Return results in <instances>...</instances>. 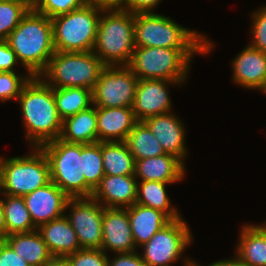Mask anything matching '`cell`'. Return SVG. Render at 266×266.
<instances>
[{
    "instance_id": "31",
    "label": "cell",
    "mask_w": 266,
    "mask_h": 266,
    "mask_svg": "<svg viewBox=\"0 0 266 266\" xmlns=\"http://www.w3.org/2000/svg\"><path fill=\"white\" fill-rule=\"evenodd\" d=\"M82 172L86 184L94 191L104 177L102 142L82 144Z\"/></svg>"
},
{
    "instance_id": "15",
    "label": "cell",
    "mask_w": 266,
    "mask_h": 266,
    "mask_svg": "<svg viewBox=\"0 0 266 266\" xmlns=\"http://www.w3.org/2000/svg\"><path fill=\"white\" fill-rule=\"evenodd\" d=\"M33 224L40 225L65 215L69 197L52 181L23 196Z\"/></svg>"
},
{
    "instance_id": "3",
    "label": "cell",
    "mask_w": 266,
    "mask_h": 266,
    "mask_svg": "<svg viewBox=\"0 0 266 266\" xmlns=\"http://www.w3.org/2000/svg\"><path fill=\"white\" fill-rule=\"evenodd\" d=\"M134 34L136 47L207 49V55L215 47L206 34L186 28L173 18L156 12L135 13Z\"/></svg>"
},
{
    "instance_id": "5",
    "label": "cell",
    "mask_w": 266,
    "mask_h": 266,
    "mask_svg": "<svg viewBox=\"0 0 266 266\" xmlns=\"http://www.w3.org/2000/svg\"><path fill=\"white\" fill-rule=\"evenodd\" d=\"M207 54V49H170L134 47L128 66L138 79H163L186 82L194 55Z\"/></svg>"
},
{
    "instance_id": "37",
    "label": "cell",
    "mask_w": 266,
    "mask_h": 266,
    "mask_svg": "<svg viewBox=\"0 0 266 266\" xmlns=\"http://www.w3.org/2000/svg\"><path fill=\"white\" fill-rule=\"evenodd\" d=\"M18 63L20 62L9 44L5 40H0V72H13Z\"/></svg>"
},
{
    "instance_id": "2",
    "label": "cell",
    "mask_w": 266,
    "mask_h": 266,
    "mask_svg": "<svg viewBox=\"0 0 266 266\" xmlns=\"http://www.w3.org/2000/svg\"><path fill=\"white\" fill-rule=\"evenodd\" d=\"M5 41L15 52L24 70L32 77L40 76L44 72L56 52L51 19L37 13L33 8Z\"/></svg>"
},
{
    "instance_id": "11",
    "label": "cell",
    "mask_w": 266,
    "mask_h": 266,
    "mask_svg": "<svg viewBox=\"0 0 266 266\" xmlns=\"http://www.w3.org/2000/svg\"><path fill=\"white\" fill-rule=\"evenodd\" d=\"M138 81L128 65L106 66L92 90L93 105L132 108Z\"/></svg>"
},
{
    "instance_id": "32",
    "label": "cell",
    "mask_w": 266,
    "mask_h": 266,
    "mask_svg": "<svg viewBox=\"0 0 266 266\" xmlns=\"http://www.w3.org/2000/svg\"><path fill=\"white\" fill-rule=\"evenodd\" d=\"M31 8L32 3L29 0L0 2V40L7 39Z\"/></svg>"
},
{
    "instance_id": "13",
    "label": "cell",
    "mask_w": 266,
    "mask_h": 266,
    "mask_svg": "<svg viewBox=\"0 0 266 266\" xmlns=\"http://www.w3.org/2000/svg\"><path fill=\"white\" fill-rule=\"evenodd\" d=\"M183 83L185 82L139 79L132 106L136 120L144 121L149 117L171 112L173 102L168 87L181 86Z\"/></svg>"
},
{
    "instance_id": "23",
    "label": "cell",
    "mask_w": 266,
    "mask_h": 266,
    "mask_svg": "<svg viewBox=\"0 0 266 266\" xmlns=\"http://www.w3.org/2000/svg\"><path fill=\"white\" fill-rule=\"evenodd\" d=\"M235 254L246 266H266V222L242 225Z\"/></svg>"
},
{
    "instance_id": "34",
    "label": "cell",
    "mask_w": 266,
    "mask_h": 266,
    "mask_svg": "<svg viewBox=\"0 0 266 266\" xmlns=\"http://www.w3.org/2000/svg\"><path fill=\"white\" fill-rule=\"evenodd\" d=\"M86 3L87 0H35L32 3V8L37 13L52 19L56 16L79 9Z\"/></svg>"
},
{
    "instance_id": "4",
    "label": "cell",
    "mask_w": 266,
    "mask_h": 266,
    "mask_svg": "<svg viewBox=\"0 0 266 266\" xmlns=\"http://www.w3.org/2000/svg\"><path fill=\"white\" fill-rule=\"evenodd\" d=\"M135 14L104 10L100 15L92 52L106 66L128 65L135 47Z\"/></svg>"
},
{
    "instance_id": "22",
    "label": "cell",
    "mask_w": 266,
    "mask_h": 266,
    "mask_svg": "<svg viewBox=\"0 0 266 266\" xmlns=\"http://www.w3.org/2000/svg\"><path fill=\"white\" fill-rule=\"evenodd\" d=\"M127 210L136 248L147 243L156 232L172 221L165 213L137 203Z\"/></svg>"
},
{
    "instance_id": "28",
    "label": "cell",
    "mask_w": 266,
    "mask_h": 266,
    "mask_svg": "<svg viewBox=\"0 0 266 266\" xmlns=\"http://www.w3.org/2000/svg\"><path fill=\"white\" fill-rule=\"evenodd\" d=\"M105 175H134L135 159L125 142H102Z\"/></svg>"
},
{
    "instance_id": "1",
    "label": "cell",
    "mask_w": 266,
    "mask_h": 266,
    "mask_svg": "<svg viewBox=\"0 0 266 266\" xmlns=\"http://www.w3.org/2000/svg\"><path fill=\"white\" fill-rule=\"evenodd\" d=\"M17 100L26 130L25 140L31 148H39L60 137L63 120L57 111L53 87L40 76H33Z\"/></svg>"
},
{
    "instance_id": "42",
    "label": "cell",
    "mask_w": 266,
    "mask_h": 266,
    "mask_svg": "<svg viewBox=\"0 0 266 266\" xmlns=\"http://www.w3.org/2000/svg\"><path fill=\"white\" fill-rule=\"evenodd\" d=\"M196 266L199 265L198 262H196ZM208 266H246L237 255H235L233 258H227L225 260H218L216 262H213L209 264Z\"/></svg>"
},
{
    "instance_id": "30",
    "label": "cell",
    "mask_w": 266,
    "mask_h": 266,
    "mask_svg": "<svg viewBox=\"0 0 266 266\" xmlns=\"http://www.w3.org/2000/svg\"><path fill=\"white\" fill-rule=\"evenodd\" d=\"M54 100L62 120L93 105L92 90L84 87L54 88Z\"/></svg>"
},
{
    "instance_id": "20",
    "label": "cell",
    "mask_w": 266,
    "mask_h": 266,
    "mask_svg": "<svg viewBox=\"0 0 266 266\" xmlns=\"http://www.w3.org/2000/svg\"><path fill=\"white\" fill-rule=\"evenodd\" d=\"M186 165L176 156L163 154L135 161L134 176L139 181L176 183L185 178Z\"/></svg>"
},
{
    "instance_id": "38",
    "label": "cell",
    "mask_w": 266,
    "mask_h": 266,
    "mask_svg": "<svg viewBox=\"0 0 266 266\" xmlns=\"http://www.w3.org/2000/svg\"><path fill=\"white\" fill-rule=\"evenodd\" d=\"M138 253L137 251L117 253L113 258L108 256V266H147Z\"/></svg>"
},
{
    "instance_id": "45",
    "label": "cell",
    "mask_w": 266,
    "mask_h": 266,
    "mask_svg": "<svg viewBox=\"0 0 266 266\" xmlns=\"http://www.w3.org/2000/svg\"><path fill=\"white\" fill-rule=\"evenodd\" d=\"M184 260L182 261L184 263L183 266H196V261H193L191 258H185Z\"/></svg>"
},
{
    "instance_id": "24",
    "label": "cell",
    "mask_w": 266,
    "mask_h": 266,
    "mask_svg": "<svg viewBox=\"0 0 266 266\" xmlns=\"http://www.w3.org/2000/svg\"><path fill=\"white\" fill-rule=\"evenodd\" d=\"M59 139L76 144L97 143V107L92 105L88 109L65 118L62 121Z\"/></svg>"
},
{
    "instance_id": "43",
    "label": "cell",
    "mask_w": 266,
    "mask_h": 266,
    "mask_svg": "<svg viewBox=\"0 0 266 266\" xmlns=\"http://www.w3.org/2000/svg\"><path fill=\"white\" fill-rule=\"evenodd\" d=\"M45 266H71L67 257L53 256Z\"/></svg>"
},
{
    "instance_id": "25",
    "label": "cell",
    "mask_w": 266,
    "mask_h": 266,
    "mask_svg": "<svg viewBox=\"0 0 266 266\" xmlns=\"http://www.w3.org/2000/svg\"><path fill=\"white\" fill-rule=\"evenodd\" d=\"M4 241L30 266H45L53 257L37 230L10 234Z\"/></svg>"
},
{
    "instance_id": "29",
    "label": "cell",
    "mask_w": 266,
    "mask_h": 266,
    "mask_svg": "<svg viewBox=\"0 0 266 266\" xmlns=\"http://www.w3.org/2000/svg\"><path fill=\"white\" fill-rule=\"evenodd\" d=\"M125 143L135 161L166 154L162 145L143 121H138L134 125Z\"/></svg>"
},
{
    "instance_id": "46",
    "label": "cell",
    "mask_w": 266,
    "mask_h": 266,
    "mask_svg": "<svg viewBox=\"0 0 266 266\" xmlns=\"http://www.w3.org/2000/svg\"><path fill=\"white\" fill-rule=\"evenodd\" d=\"M264 94H266V86H265V88H264V90L262 91Z\"/></svg>"
},
{
    "instance_id": "16",
    "label": "cell",
    "mask_w": 266,
    "mask_h": 266,
    "mask_svg": "<svg viewBox=\"0 0 266 266\" xmlns=\"http://www.w3.org/2000/svg\"><path fill=\"white\" fill-rule=\"evenodd\" d=\"M172 111L149 117L143 122L162 145L167 154L179 158L185 164L187 158L185 124Z\"/></svg>"
},
{
    "instance_id": "19",
    "label": "cell",
    "mask_w": 266,
    "mask_h": 266,
    "mask_svg": "<svg viewBox=\"0 0 266 266\" xmlns=\"http://www.w3.org/2000/svg\"><path fill=\"white\" fill-rule=\"evenodd\" d=\"M137 122L132 108L97 107L98 142H125Z\"/></svg>"
},
{
    "instance_id": "40",
    "label": "cell",
    "mask_w": 266,
    "mask_h": 266,
    "mask_svg": "<svg viewBox=\"0 0 266 266\" xmlns=\"http://www.w3.org/2000/svg\"><path fill=\"white\" fill-rule=\"evenodd\" d=\"M162 0H126V10L131 13H150Z\"/></svg>"
},
{
    "instance_id": "33",
    "label": "cell",
    "mask_w": 266,
    "mask_h": 266,
    "mask_svg": "<svg viewBox=\"0 0 266 266\" xmlns=\"http://www.w3.org/2000/svg\"><path fill=\"white\" fill-rule=\"evenodd\" d=\"M25 75V76H24ZM18 74L13 72H0V101L7 102L18 99L25 84L31 79L29 73Z\"/></svg>"
},
{
    "instance_id": "14",
    "label": "cell",
    "mask_w": 266,
    "mask_h": 266,
    "mask_svg": "<svg viewBox=\"0 0 266 266\" xmlns=\"http://www.w3.org/2000/svg\"><path fill=\"white\" fill-rule=\"evenodd\" d=\"M102 246L106 254L138 251L132 237L127 208L104 207L102 220Z\"/></svg>"
},
{
    "instance_id": "21",
    "label": "cell",
    "mask_w": 266,
    "mask_h": 266,
    "mask_svg": "<svg viewBox=\"0 0 266 266\" xmlns=\"http://www.w3.org/2000/svg\"><path fill=\"white\" fill-rule=\"evenodd\" d=\"M37 231L52 256L66 257L81 249L78 237L65 215L40 225Z\"/></svg>"
},
{
    "instance_id": "36",
    "label": "cell",
    "mask_w": 266,
    "mask_h": 266,
    "mask_svg": "<svg viewBox=\"0 0 266 266\" xmlns=\"http://www.w3.org/2000/svg\"><path fill=\"white\" fill-rule=\"evenodd\" d=\"M66 257L71 266H108V254L101 249H80Z\"/></svg>"
},
{
    "instance_id": "17",
    "label": "cell",
    "mask_w": 266,
    "mask_h": 266,
    "mask_svg": "<svg viewBox=\"0 0 266 266\" xmlns=\"http://www.w3.org/2000/svg\"><path fill=\"white\" fill-rule=\"evenodd\" d=\"M232 80L248 90H260L266 86V55L248 44L232 60Z\"/></svg>"
},
{
    "instance_id": "39",
    "label": "cell",
    "mask_w": 266,
    "mask_h": 266,
    "mask_svg": "<svg viewBox=\"0 0 266 266\" xmlns=\"http://www.w3.org/2000/svg\"><path fill=\"white\" fill-rule=\"evenodd\" d=\"M0 266H30L5 242L0 241Z\"/></svg>"
},
{
    "instance_id": "7",
    "label": "cell",
    "mask_w": 266,
    "mask_h": 266,
    "mask_svg": "<svg viewBox=\"0 0 266 266\" xmlns=\"http://www.w3.org/2000/svg\"><path fill=\"white\" fill-rule=\"evenodd\" d=\"M25 156L0 155V194L23 197L51 182L47 157L40 148Z\"/></svg>"
},
{
    "instance_id": "10",
    "label": "cell",
    "mask_w": 266,
    "mask_h": 266,
    "mask_svg": "<svg viewBox=\"0 0 266 266\" xmlns=\"http://www.w3.org/2000/svg\"><path fill=\"white\" fill-rule=\"evenodd\" d=\"M191 229L183 217L172 220L156 232L142 248L141 259L147 266H172L193 243Z\"/></svg>"
},
{
    "instance_id": "44",
    "label": "cell",
    "mask_w": 266,
    "mask_h": 266,
    "mask_svg": "<svg viewBox=\"0 0 266 266\" xmlns=\"http://www.w3.org/2000/svg\"><path fill=\"white\" fill-rule=\"evenodd\" d=\"M5 237H6V225H5L2 201L0 198V241H4Z\"/></svg>"
},
{
    "instance_id": "41",
    "label": "cell",
    "mask_w": 266,
    "mask_h": 266,
    "mask_svg": "<svg viewBox=\"0 0 266 266\" xmlns=\"http://www.w3.org/2000/svg\"><path fill=\"white\" fill-rule=\"evenodd\" d=\"M87 3L101 10H126V0H87Z\"/></svg>"
},
{
    "instance_id": "9",
    "label": "cell",
    "mask_w": 266,
    "mask_h": 266,
    "mask_svg": "<svg viewBox=\"0 0 266 266\" xmlns=\"http://www.w3.org/2000/svg\"><path fill=\"white\" fill-rule=\"evenodd\" d=\"M102 11L86 3L79 9L52 18L55 51H92Z\"/></svg>"
},
{
    "instance_id": "35",
    "label": "cell",
    "mask_w": 266,
    "mask_h": 266,
    "mask_svg": "<svg viewBox=\"0 0 266 266\" xmlns=\"http://www.w3.org/2000/svg\"><path fill=\"white\" fill-rule=\"evenodd\" d=\"M250 45L263 53L266 52V5L251 13Z\"/></svg>"
},
{
    "instance_id": "12",
    "label": "cell",
    "mask_w": 266,
    "mask_h": 266,
    "mask_svg": "<svg viewBox=\"0 0 266 266\" xmlns=\"http://www.w3.org/2000/svg\"><path fill=\"white\" fill-rule=\"evenodd\" d=\"M65 213L73 227L81 249H101L104 207L92 197L69 198ZM68 214V215H67Z\"/></svg>"
},
{
    "instance_id": "8",
    "label": "cell",
    "mask_w": 266,
    "mask_h": 266,
    "mask_svg": "<svg viewBox=\"0 0 266 266\" xmlns=\"http://www.w3.org/2000/svg\"><path fill=\"white\" fill-rule=\"evenodd\" d=\"M47 157L51 181L69 198L91 197L93 190L82 172V144L59 138L39 147Z\"/></svg>"
},
{
    "instance_id": "26",
    "label": "cell",
    "mask_w": 266,
    "mask_h": 266,
    "mask_svg": "<svg viewBox=\"0 0 266 266\" xmlns=\"http://www.w3.org/2000/svg\"><path fill=\"white\" fill-rule=\"evenodd\" d=\"M173 184L159 181H138L137 182V204L154 208L165 213L171 220L179 219L181 212L176 206L171 205L167 194V185Z\"/></svg>"
},
{
    "instance_id": "18",
    "label": "cell",
    "mask_w": 266,
    "mask_h": 266,
    "mask_svg": "<svg viewBox=\"0 0 266 266\" xmlns=\"http://www.w3.org/2000/svg\"><path fill=\"white\" fill-rule=\"evenodd\" d=\"M137 182L134 175H104L91 197L103 207L128 208L136 202Z\"/></svg>"
},
{
    "instance_id": "27",
    "label": "cell",
    "mask_w": 266,
    "mask_h": 266,
    "mask_svg": "<svg viewBox=\"0 0 266 266\" xmlns=\"http://www.w3.org/2000/svg\"><path fill=\"white\" fill-rule=\"evenodd\" d=\"M0 196H2L6 236L14 233H30L37 230L23 197L6 194H0Z\"/></svg>"
},
{
    "instance_id": "6",
    "label": "cell",
    "mask_w": 266,
    "mask_h": 266,
    "mask_svg": "<svg viewBox=\"0 0 266 266\" xmlns=\"http://www.w3.org/2000/svg\"><path fill=\"white\" fill-rule=\"evenodd\" d=\"M105 67L92 51H56L40 77L53 88L84 87L93 90Z\"/></svg>"
}]
</instances>
